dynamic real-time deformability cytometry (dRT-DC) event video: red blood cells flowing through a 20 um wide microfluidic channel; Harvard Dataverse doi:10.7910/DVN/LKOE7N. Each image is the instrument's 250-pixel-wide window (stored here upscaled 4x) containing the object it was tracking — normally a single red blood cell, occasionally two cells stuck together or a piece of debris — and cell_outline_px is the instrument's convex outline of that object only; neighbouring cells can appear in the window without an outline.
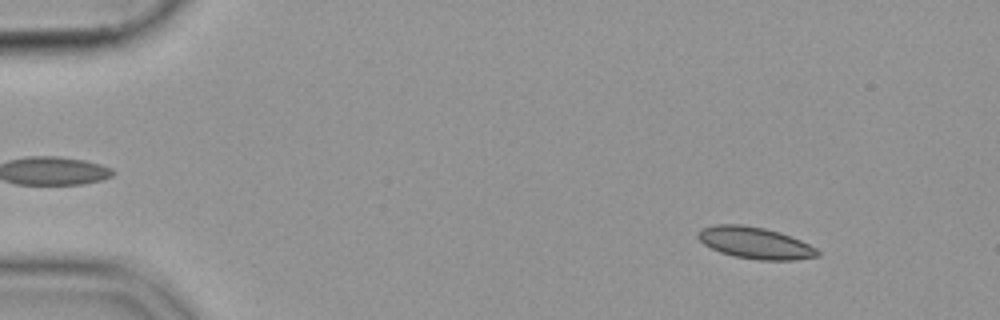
{"species": "common noctule bat (a hibernating species)", "species_latin": "Nyctalus noctula", "temperature_condition": "cold", "stored_images_in_passage": 16, "camera_frame_rate_fps": 3000, "um_per_image_px": 0.085, "animal": {"sex": "female", "body_mass_g": 19.9}, "frame": {"image": 1, "passage_image": 6, "time_ms": 1.667, "image_size_px": [1000, 320], "cell_outline_px": [[820, 256], [792, 260], [756, 260], [732, 256], [720, 252], [704, 244], [696, 236], [696, 232], [700, 228], [716, 224], [740, 224], [764, 228], [780, 232], [800, 240], [816, 248], [820, 252]], "centroid_in_image_um": [64.15, 20.64], "position_along_channel_um": 20.8, "area_um2": 22.2}}